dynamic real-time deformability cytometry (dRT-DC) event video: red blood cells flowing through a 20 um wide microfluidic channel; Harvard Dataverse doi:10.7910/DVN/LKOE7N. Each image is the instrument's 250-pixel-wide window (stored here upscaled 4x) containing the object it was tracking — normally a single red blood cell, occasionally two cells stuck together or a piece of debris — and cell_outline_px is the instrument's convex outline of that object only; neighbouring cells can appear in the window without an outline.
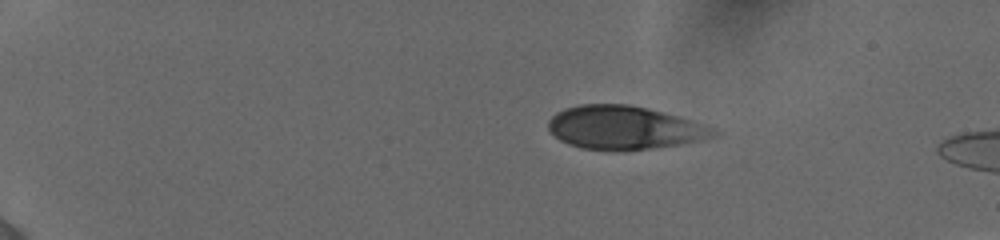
{"species": "human", "species_latin": "Homo sapiens", "temperature_condition": "cold", "stored_images_in_passage": 57, "camera_frame_rate_fps": 3000, "um_per_image_px": 0.085, "donor": {"sex": "female"}, "frame": {"image": 1, "passage_image": 1, "time_ms": 0.0, "image_size_px": [1000, 240], "cell_outline_px": [[716, 132], [712, 136], [696, 140], [676, 144], [648, 148], [580, 148], [560, 140], [548, 128], [548, 120], [556, 112], [564, 108], [580, 104], [628, 104], [648, 108], [680, 116], [712, 128]], "centroid_in_image_um": [52.98, 10.8], "position_along_channel_um": 32.0, "area_um2": 40.46}}
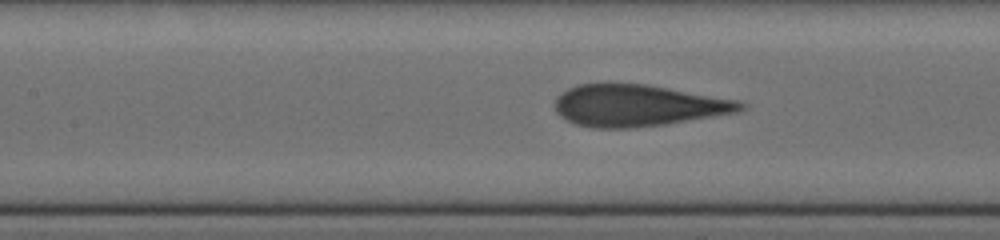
{"frame": {"image": 2, "passage_image": 34, "time_ms": 5.667, "image_size_px": [1000, 240], "cell_outline_px": [[748, 104], [744, 108], [736, 112], [664, 124], [632, 128], [592, 128], [576, 124], [560, 116], [556, 112], [556, 100], [568, 88], [580, 84], [648, 84], [736, 100]], "centroid_in_image_um": [54.21, 8.97], "position_along_channel_um": 153.2, "area_um2": 44.45}}
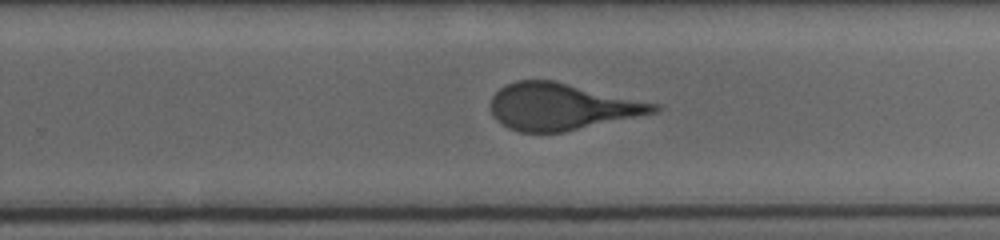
{"frame": {"image": 3, "passage_image": 56, "time_ms": 9.0, "image_size_px": [1000, 240], "cell_outline_px": [[660, 108], [656, 112], [564, 132], [520, 132], [508, 128], [496, 120], [492, 116], [492, 96], [504, 84], [516, 80], [556, 80], [660, 104]], "centroid_in_image_um": [47.72, 9.05], "position_along_channel_um": 282.1, "area_um2": 44.51}}